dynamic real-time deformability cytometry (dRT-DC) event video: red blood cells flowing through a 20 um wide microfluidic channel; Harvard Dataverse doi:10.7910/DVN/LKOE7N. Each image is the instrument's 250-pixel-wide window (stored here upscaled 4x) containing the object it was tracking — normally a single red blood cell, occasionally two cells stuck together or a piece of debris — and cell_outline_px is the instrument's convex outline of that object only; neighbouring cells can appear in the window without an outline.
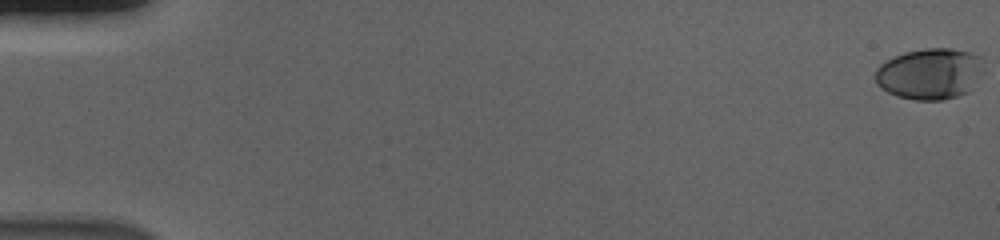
{"species": "human", "species_latin": "Homo sapiens", "temperature_condition": "cold", "stored_images_in_passage": 58, "camera_frame_rate_fps": 3000, "um_per_image_px": 0.085, "donor": {"sex": "male"}, "frame": {"image": 1, "passage_image": 1, "time_ms": 0.0, "image_size_px": [1000, 240], "cell_outline_px": [[980, 56], [976, 72], [968, 92], [956, 96], [940, 100], [912, 100], [896, 96], [888, 92], [876, 84], [876, 68], [880, 64], [892, 56], [904, 52], [924, 48], [952, 48], [968, 52]], "centroid_in_image_um": [78.89, 6.26], "position_along_channel_um": 6.1, "area_um2": 31.5}}
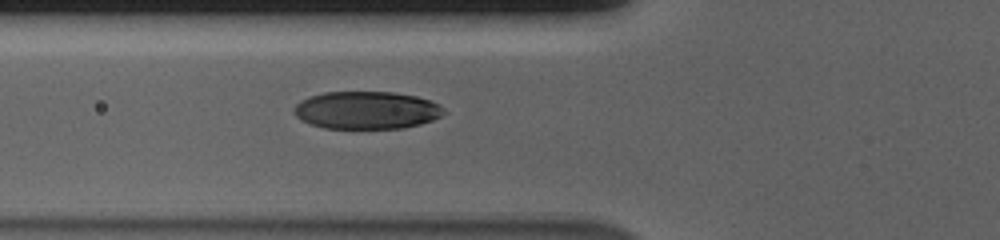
{"frame": {"image": 2, "passage_image": 23, "time_ms": 7.333, "image_size_px": [1000, 240], "cell_outline_px": [[444, 112], [440, 116], [432, 120], [420, 124], [404, 128], [324, 128], [300, 120], [292, 112], [292, 108], [300, 100], [308, 96], [324, 92], [392, 92], [416, 96], [432, 100], [440, 104]], "centroid_in_image_um": [31.12, 9.36], "position_along_channel_um": 94.7, "area_um2": 33.06}}
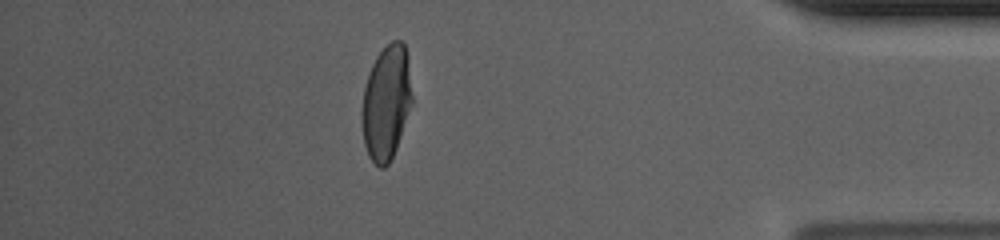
{"frame": {"image": 3, "passage_image": 51, "time_ms": 16.667, "image_size_px": [1000, 240], "cell_outline_px": [[412, 100], [396, 148], [388, 164], [384, 168], [380, 168], [368, 156], [364, 144], [360, 112], [364, 88], [368, 72], [376, 56], [392, 40], [400, 40], [404, 44], [408, 56], [412, 96]], "centroid_in_image_um": [32.81, 8.7], "position_along_channel_um": 402.4, "area_um2": 33.47}, "authors_computed_cell_mechanics": {"area_um2": 33.8997, "velocity_mm_per_s": 3.6813, "shape_relaxation_time_tau1_ms": 4.5814, "shape_relaxation_time_tau2_ms": null, "deformation_change_tau1": 0.2022, "deformation_change_tau2": null}}